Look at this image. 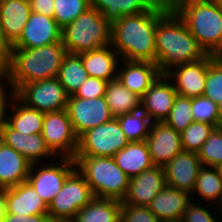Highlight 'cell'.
Wrapping results in <instances>:
<instances>
[{"mask_svg":"<svg viewBox=\"0 0 222 222\" xmlns=\"http://www.w3.org/2000/svg\"><path fill=\"white\" fill-rule=\"evenodd\" d=\"M170 7L171 4L167 0L158 9H152L137 15L122 16L112 23L111 45L122 60L155 63L156 26L158 19Z\"/></svg>","mask_w":222,"mask_h":222,"instance_id":"6da1fadb","label":"cell"},{"mask_svg":"<svg viewBox=\"0 0 222 222\" xmlns=\"http://www.w3.org/2000/svg\"><path fill=\"white\" fill-rule=\"evenodd\" d=\"M155 50V63L161 74L174 66L196 62L207 55L172 7L158 19Z\"/></svg>","mask_w":222,"mask_h":222,"instance_id":"7a4b0ae2","label":"cell"},{"mask_svg":"<svg viewBox=\"0 0 222 222\" xmlns=\"http://www.w3.org/2000/svg\"><path fill=\"white\" fill-rule=\"evenodd\" d=\"M66 54L61 41L37 48H11L7 84L16 92L27 83L57 77Z\"/></svg>","mask_w":222,"mask_h":222,"instance_id":"3957f363","label":"cell"},{"mask_svg":"<svg viewBox=\"0 0 222 222\" xmlns=\"http://www.w3.org/2000/svg\"><path fill=\"white\" fill-rule=\"evenodd\" d=\"M206 54L222 56V7L212 0H169Z\"/></svg>","mask_w":222,"mask_h":222,"instance_id":"277c9868","label":"cell"},{"mask_svg":"<svg viewBox=\"0 0 222 222\" xmlns=\"http://www.w3.org/2000/svg\"><path fill=\"white\" fill-rule=\"evenodd\" d=\"M74 160L94 197L120 202L124 200L130 178L118 167L113 157L75 156Z\"/></svg>","mask_w":222,"mask_h":222,"instance_id":"5b68a950","label":"cell"},{"mask_svg":"<svg viewBox=\"0 0 222 222\" xmlns=\"http://www.w3.org/2000/svg\"><path fill=\"white\" fill-rule=\"evenodd\" d=\"M111 28L102 13L90 7L62 28L61 42L69 54L96 50L111 44Z\"/></svg>","mask_w":222,"mask_h":222,"instance_id":"8992f818","label":"cell"},{"mask_svg":"<svg viewBox=\"0 0 222 222\" xmlns=\"http://www.w3.org/2000/svg\"><path fill=\"white\" fill-rule=\"evenodd\" d=\"M93 198L91 188L76 168L49 204L48 215L52 222H71Z\"/></svg>","mask_w":222,"mask_h":222,"instance_id":"52a82bcc","label":"cell"},{"mask_svg":"<svg viewBox=\"0 0 222 222\" xmlns=\"http://www.w3.org/2000/svg\"><path fill=\"white\" fill-rule=\"evenodd\" d=\"M130 141L117 118L87 130L78 138L75 156L113 157Z\"/></svg>","mask_w":222,"mask_h":222,"instance_id":"ba28073f","label":"cell"},{"mask_svg":"<svg viewBox=\"0 0 222 222\" xmlns=\"http://www.w3.org/2000/svg\"><path fill=\"white\" fill-rule=\"evenodd\" d=\"M15 93L26 106L44 113L67 109L69 95L57 77L27 83Z\"/></svg>","mask_w":222,"mask_h":222,"instance_id":"9c48e42d","label":"cell"},{"mask_svg":"<svg viewBox=\"0 0 222 222\" xmlns=\"http://www.w3.org/2000/svg\"><path fill=\"white\" fill-rule=\"evenodd\" d=\"M41 134L55 157L74 159L78 150V137L74 133L67 109L46 112Z\"/></svg>","mask_w":222,"mask_h":222,"instance_id":"30bf717a","label":"cell"},{"mask_svg":"<svg viewBox=\"0 0 222 222\" xmlns=\"http://www.w3.org/2000/svg\"><path fill=\"white\" fill-rule=\"evenodd\" d=\"M58 159L61 161L44 165L38 171H34L37 169L35 168L37 164H32L27 178V181L33 186L36 193L47 206L61 191L66 178L76 169L74 159L61 157Z\"/></svg>","mask_w":222,"mask_h":222,"instance_id":"8fae6325","label":"cell"},{"mask_svg":"<svg viewBox=\"0 0 222 222\" xmlns=\"http://www.w3.org/2000/svg\"><path fill=\"white\" fill-rule=\"evenodd\" d=\"M67 111L78 138L87 130L114 118L104 96L93 99L68 97Z\"/></svg>","mask_w":222,"mask_h":222,"instance_id":"7c38bea8","label":"cell"},{"mask_svg":"<svg viewBox=\"0 0 222 222\" xmlns=\"http://www.w3.org/2000/svg\"><path fill=\"white\" fill-rule=\"evenodd\" d=\"M208 70V54L196 62L174 66L165 75L174 79L178 95L188 98L203 96Z\"/></svg>","mask_w":222,"mask_h":222,"instance_id":"4fadbf2b","label":"cell"},{"mask_svg":"<svg viewBox=\"0 0 222 222\" xmlns=\"http://www.w3.org/2000/svg\"><path fill=\"white\" fill-rule=\"evenodd\" d=\"M177 95L178 93L174 89L171 79L165 74H160L141 97V110L149 117L151 122H164Z\"/></svg>","mask_w":222,"mask_h":222,"instance_id":"5bb4252c","label":"cell"},{"mask_svg":"<svg viewBox=\"0 0 222 222\" xmlns=\"http://www.w3.org/2000/svg\"><path fill=\"white\" fill-rule=\"evenodd\" d=\"M154 166L164 167L183 151L181 135L164 122H152L146 138Z\"/></svg>","mask_w":222,"mask_h":222,"instance_id":"9a60e30c","label":"cell"},{"mask_svg":"<svg viewBox=\"0 0 222 222\" xmlns=\"http://www.w3.org/2000/svg\"><path fill=\"white\" fill-rule=\"evenodd\" d=\"M62 28L53 17L31 12L21 37L11 48H37L61 41Z\"/></svg>","mask_w":222,"mask_h":222,"instance_id":"2e32d148","label":"cell"},{"mask_svg":"<svg viewBox=\"0 0 222 222\" xmlns=\"http://www.w3.org/2000/svg\"><path fill=\"white\" fill-rule=\"evenodd\" d=\"M166 186L164 167L153 166L129 179L128 191L121 202L134 206H148Z\"/></svg>","mask_w":222,"mask_h":222,"instance_id":"e0dca14e","label":"cell"},{"mask_svg":"<svg viewBox=\"0 0 222 222\" xmlns=\"http://www.w3.org/2000/svg\"><path fill=\"white\" fill-rule=\"evenodd\" d=\"M202 166L196 152L182 151L164 166L166 185L191 195Z\"/></svg>","mask_w":222,"mask_h":222,"instance_id":"ac0fdd59","label":"cell"},{"mask_svg":"<svg viewBox=\"0 0 222 222\" xmlns=\"http://www.w3.org/2000/svg\"><path fill=\"white\" fill-rule=\"evenodd\" d=\"M6 213L16 215L48 214V206L28 182L3 189Z\"/></svg>","mask_w":222,"mask_h":222,"instance_id":"d6986e66","label":"cell"},{"mask_svg":"<svg viewBox=\"0 0 222 222\" xmlns=\"http://www.w3.org/2000/svg\"><path fill=\"white\" fill-rule=\"evenodd\" d=\"M31 12L29 0H0V27L10 47L21 37Z\"/></svg>","mask_w":222,"mask_h":222,"instance_id":"ffe728a7","label":"cell"},{"mask_svg":"<svg viewBox=\"0 0 222 222\" xmlns=\"http://www.w3.org/2000/svg\"><path fill=\"white\" fill-rule=\"evenodd\" d=\"M0 140L22 154L31 164H39L45 157L55 156L46 145L41 133L24 135L6 124L2 129Z\"/></svg>","mask_w":222,"mask_h":222,"instance_id":"44dd1931","label":"cell"},{"mask_svg":"<svg viewBox=\"0 0 222 222\" xmlns=\"http://www.w3.org/2000/svg\"><path fill=\"white\" fill-rule=\"evenodd\" d=\"M120 69L118 66L117 79L131 92L142 97L151 84L161 74L156 63L148 61L125 60Z\"/></svg>","mask_w":222,"mask_h":222,"instance_id":"7402d4cb","label":"cell"},{"mask_svg":"<svg viewBox=\"0 0 222 222\" xmlns=\"http://www.w3.org/2000/svg\"><path fill=\"white\" fill-rule=\"evenodd\" d=\"M191 199L188 192L166 185L148 207L160 222L178 221Z\"/></svg>","mask_w":222,"mask_h":222,"instance_id":"603a6c76","label":"cell"},{"mask_svg":"<svg viewBox=\"0 0 222 222\" xmlns=\"http://www.w3.org/2000/svg\"><path fill=\"white\" fill-rule=\"evenodd\" d=\"M31 163L0 140V190L27 181Z\"/></svg>","mask_w":222,"mask_h":222,"instance_id":"cb8c5ba5","label":"cell"},{"mask_svg":"<svg viewBox=\"0 0 222 222\" xmlns=\"http://www.w3.org/2000/svg\"><path fill=\"white\" fill-rule=\"evenodd\" d=\"M167 0H89L90 7L102 13L111 24L122 16L137 15L160 8Z\"/></svg>","mask_w":222,"mask_h":222,"instance_id":"d4e9b609","label":"cell"},{"mask_svg":"<svg viewBox=\"0 0 222 222\" xmlns=\"http://www.w3.org/2000/svg\"><path fill=\"white\" fill-rule=\"evenodd\" d=\"M90 77H96L105 81L117 79L119 54L108 45L96 50L87 51L78 54Z\"/></svg>","mask_w":222,"mask_h":222,"instance_id":"484cf974","label":"cell"},{"mask_svg":"<svg viewBox=\"0 0 222 222\" xmlns=\"http://www.w3.org/2000/svg\"><path fill=\"white\" fill-rule=\"evenodd\" d=\"M113 158L129 178L154 166L146 140L129 142Z\"/></svg>","mask_w":222,"mask_h":222,"instance_id":"4316f807","label":"cell"},{"mask_svg":"<svg viewBox=\"0 0 222 222\" xmlns=\"http://www.w3.org/2000/svg\"><path fill=\"white\" fill-rule=\"evenodd\" d=\"M10 107L14 113L8 115L7 124L13 130L24 135L42 132L44 112L26 106L16 96Z\"/></svg>","mask_w":222,"mask_h":222,"instance_id":"83f0119b","label":"cell"},{"mask_svg":"<svg viewBox=\"0 0 222 222\" xmlns=\"http://www.w3.org/2000/svg\"><path fill=\"white\" fill-rule=\"evenodd\" d=\"M104 97L115 118L141 110V97L127 89L119 79L108 82Z\"/></svg>","mask_w":222,"mask_h":222,"instance_id":"f1b7e54d","label":"cell"},{"mask_svg":"<svg viewBox=\"0 0 222 222\" xmlns=\"http://www.w3.org/2000/svg\"><path fill=\"white\" fill-rule=\"evenodd\" d=\"M121 202L94 197L71 222H120Z\"/></svg>","mask_w":222,"mask_h":222,"instance_id":"f546056e","label":"cell"},{"mask_svg":"<svg viewBox=\"0 0 222 222\" xmlns=\"http://www.w3.org/2000/svg\"><path fill=\"white\" fill-rule=\"evenodd\" d=\"M88 73L78 54L67 53L62 60L58 72V80L70 96L86 81Z\"/></svg>","mask_w":222,"mask_h":222,"instance_id":"4dcf8cb0","label":"cell"},{"mask_svg":"<svg viewBox=\"0 0 222 222\" xmlns=\"http://www.w3.org/2000/svg\"><path fill=\"white\" fill-rule=\"evenodd\" d=\"M197 193L208 203H218L222 194V177L218 168L212 166H202L198 178L196 179L193 194Z\"/></svg>","mask_w":222,"mask_h":222,"instance_id":"1f68e13d","label":"cell"},{"mask_svg":"<svg viewBox=\"0 0 222 222\" xmlns=\"http://www.w3.org/2000/svg\"><path fill=\"white\" fill-rule=\"evenodd\" d=\"M116 118L130 142L146 140L152 122L142 110L123 114Z\"/></svg>","mask_w":222,"mask_h":222,"instance_id":"d6a6232c","label":"cell"},{"mask_svg":"<svg viewBox=\"0 0 222 222\" xmlns=\"http://www.w3.org/2000/svg\"><path fill=\"white\" fill-rule=\"evenodd\" d=\"M216 127L206 122L194 121L180 133L183 151L198 152Z\"/></svg>","mask_w":222,"mask_h":222,"instance_id":"836d02e7","label":"cell"},{"mask_svg":"<svg viewBox=\"0 0 222 222\" xmlns=\"http://www.w3.org/2000/svg\"><path fill=\"white\" fill-rule=\"evenodd\" d=\"M203 96L216 104L222 101V56L208 54V70Z\"/></svg>","mask_w":222,"mask_h":222,"instance_id":"e575fe53","label":"cell"},{"mask_svg":"<svg viewBox=\"0 0 222 222\" xmlns=\"http://www.w3.org/2000/svg\"><path fill=\"white\" fill-rule=\"evenodd\" d=\"M192 98L177 95L173 107L164 123L181 133L192 122Z\"/></svg>","mask_w":222,"mask_h":222,"instance_id":"d590c367","label":"cell"},{"mask_svg":"<svg viewBox=\"0 0 222 222\" xmlns=\"http://www.w3.org/2000/svg\"><path fill=\"white\" fill-rule=\"evenodd\" d=\"M88 8H90L89 0H54L53 18L63 28Z\"/></svg>","mask_w":222,"mask_h":222,"instance_id":"8d00e7d4","label":"cell"},{"mask_svg":"<svg viewBox=\"0 0 222 222\" xmlns=\"http://www.w3.org/2000/svg\"><path fill=\"white\" fill-rule=\"evenodd\" d=\"M203 166L222 165V127H217L197 152Z\"/></svg>","mask_w":222,"mask_h":222,"instance_id":"74e56055","label":"cell"},{"mask_svg":"<svg viewBox=\"0 0 222 222\" xmlns=\"http://www.w3.org/2000/svg\"><path fill=\"white\" fill-rule=\"evenodd\" d=\"M192 117L194 121L206 122L219 127L218 104L205 96L192 98Z\"/></svg>","mask_w":222,"mask_h":222,"instance_id":"f35d334b","label":"cell"},{"mask_svg":"<svg viewBox=\"0 0 222 222\" xmlns=\"http://www.w3.org/2000/svg\"><path fill=\"white\" fill-rule=\"evenodd\" d=\"M120 222H160L148 206L121 204Z\"/></svg>","mask_w":222,"mask_h":222,"instance_id":"ab89813d","label":"cell"},{"mask_svg":"<svg viewBox=\"0 0 222 222\" xmlns=\"http://www.w3.org/2000/svg\"><path fill=\"white\" fill-rule=\"evenodd\" d=\"M108 81L96 77H88L86 81L69 97L93 99L105 96Z\"/></svg>","mask_w":222,"mask_h":222,"instance_id":"60d3db41","label":"cell"},{"mask_svg":"<svg viewBox=\"0 0 222 222\" xmlns=\"http://www.w3.org/2000/svg\"><path fill=\"white\" fill-rule=\"evenodd\" d=\"M209 212L210 211L203 207V205L195 204L192 197V201L189 202L183 213L181 222H219V220L214 217L215 215Z\"/></svg>","mask_w":222,"mask_h":222,"instance_id":"b9f144b4","label":"cell"},{"mask_svg":"<svg viewBox=\"0 0 222 222\" xmlns=\"http://www.w3.org/2000/svg\"><path fill=\"white\" fill-rule=\"evenodd\" d=\"M5 91H6V87H3V88L0 89V135H1L2 129L7 124V119H8L7 114H9V113H7L8 112L7 111L8 110L7 107H8V105L9 106L11 105L14 97L16 96L15 91L10 89V94L9 95H10L11 99H8L9 96H8V94ZM9 100H10V102H9Z\"/></svg>","mask_w":222,"mask_h":222,"instance_id":"7bdbcfd3","label":"cell"},{"mask_svg":"<svg viewBox=\"0 0 222 222\" xmlns=\"http://www.w3.org/2000/svg\"><path fill=\"white\" fill-rule=\"evenodd\" d=\"M1 222H52L48 214L16 215L5 213Z\"/></svg>","mask_w":222,"mask_h":222,"instance_id":"ee69618b","label":"cell"},{"mask_svg":"<svg viewBox=\"0 0 222 222\" xmlns=\"http://www.w3.org/2000/svg\"><path fill=\"white\" fill-rule=\"evenodd\" d=\"M31 11L50 17L54 15V0H29Z\"/></svg>","mask_w":222,"mask_h":222,"instance_id":"f6af8a7d","label":"cell"},{"mask_svg":"<svg viewBox=\"0 0 222 222\" xmlns=\"http://www.w3.org/2000/svg\"><path fill=\"white\" fill-rule=\"evenodd\" d=\"M11 56V47L5 41L0 27V59L8 66Z\"/></svg>","mask_w":222,"mask_h":222,"instance_id":"bcb514c9","label":"cell"},{"mask_svg":"<svg viewBox=\"0 0 222 222\" xmlns=\"http://www.w3.org/2000/svg\"><path fill=\"white\" fill-rule=\"evenodd\" d=\"M7 82L8 80V68L7 65L0 59V81ZM6 87L0 82V89Z\"/></svg>","mask_w":222,"mask_h":222,"instance_id":"7dc6e473","label":"cell"},{"mask_svg":"<svg viewBox=\"0 0 222 222\" xmlns=\"http://www.w3.org/2000/svg\"><path fill=\"white\" fill-rule=\"evenodd\" d=\"M6 213L5 207V197L3 190H0V222L2 220V216Z\"/></svg>","mask_w":222,"mask_h":222,"instance_id":"c3c4849f","label":"cell"},{"mask_svg":"<svg viewBox=\"0 0 222 222\" xmlns=\"http://www.w3.org/2000/svg\"><path fill=\"white\" fill-rule=\"evenodd\" d=\"M219 127H222V101L218 103Z\"/></svg>","mask_w":222,"mask_h":222,"instance_id":"681fc988","label":"cell"},{"mask_svg":"<svg viewBox=\"0 0 222 222\" xmlns=\"http://www.w3.org/2000/svg\"><path fill=\"white\" fill-rule=\"evenodd\" d=\"M218 203H219V206H218V207H215V208L221 209V210H219V212L221 211V214H222V194H221V198H220V200L218 201ZM219 207H220V208H219Z\"/></svg>","mask_w":222,"mask_h":222,"instance_id":"f907efd6","label":"cell"},{"mask_svg":"<svg viewBox=\"0 0 222 222\" xmlns=\"http://www.w3.org/2000/svg\"><path fill=\"white\" fill-rule=\"evenodd\" d=\"M212 1L222 7V0H212Z\"/></svg>","mask_w":222,"mask_h":222,"instance_id":"816d5d0a","label":"cell"},{"mask_svg":"<svg viewBox=\"0 0 222 222\" xmlns=\"http://www.w3.org/2000/svg\"><path fill=\"white\" fill-rule=\"evenodd\" d=\"M218 168V170H219V172H220V175H221V177H222V165H220L219 167H217Z\"/></svg>","mask_w":222,"mask_h":222,"instance_id":"f5cc1de1","label":"cell"},{"mask_svg":"<svg viewBox=\"0 0 222 222\" xmlns=\"http://www.w3.org/2000/svg\"><path fill=\"white\" fill-rule=\"evenodd\" d=\"M166 222H181V220H178V221H166Z\"/></svg>","mask_w":222,"mask_h":222,"instance_id":"db71d44e","label":"cell"}]
</instances>
